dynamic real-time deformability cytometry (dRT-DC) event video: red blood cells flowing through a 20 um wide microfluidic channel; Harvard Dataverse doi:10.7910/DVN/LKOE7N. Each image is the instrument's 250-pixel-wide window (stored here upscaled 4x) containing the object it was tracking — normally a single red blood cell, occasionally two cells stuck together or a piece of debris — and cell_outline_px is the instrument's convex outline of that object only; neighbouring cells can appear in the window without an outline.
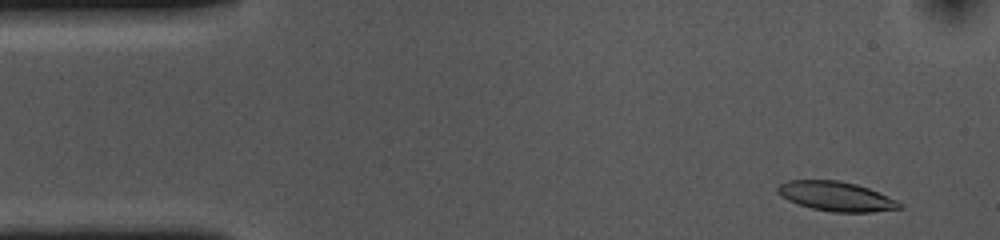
{"species": "common noctule bat (a hibernating species)", "species_latin": "Nyctalus noctula", "temperature_condition": "cold", "stored_images_in_passage": 49, "camera_frame_rate_fps": 3000, "um_per_image_px": 0.085, "animal": {"sex": "female", "body_mass_g": 10.0, "forearm_length_mm": 53.1}, "frame": {"image": 1, "passage_image": 3, "time_ms": 0.667, "image_size_px": [1000, 240], "cell_outline_px": [[904, 208], [872, 212], [832, 212], [812, 208], [796, 204], [780, 196], [776, 192], [776, 188], [780, 184], [788, 180], [840, 180], [856, 184], [868, 188], [896, 200], [904, 204]], "centroid_in_image_um": [71.06, 16.69], "position_along_channel_um": 13.9, "area_um2": 21.1}}
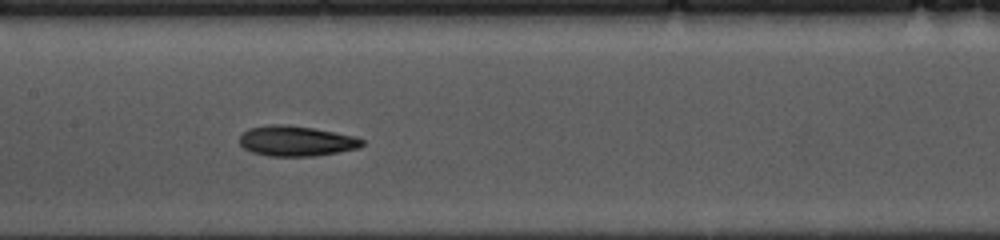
{"frame": {"image": 2, "passage_image": 24, "time_ms": 7.667, "image_size_px": [1000, 240], "cell_outline_px": [[364, 144], [356, 148], [316, 156], [268, 156], [252, 152], [244, 148], [240, 144], [240, 136], [248, 128], [272, 124], [288, 124], [312, 128], [356, 136], [364, 140]], "centroid_in_image_um": [25.16, 11.98], "position_along_channel_um": 182.2, "area_um2": 21.56}}
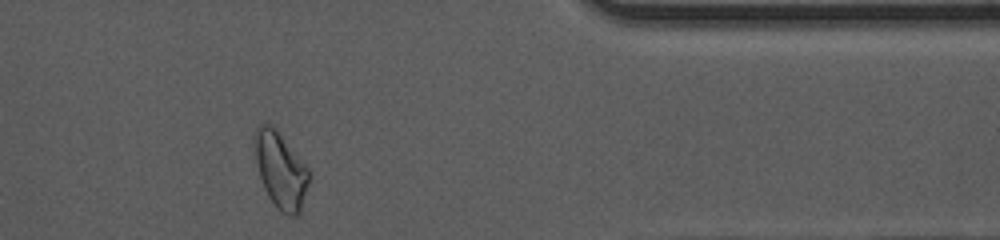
{"frame": {"image": 3, "passage_image": 43, "time_ms": 14.0, "image_size_px": [1000, 240], "cell_outline_px": [[312, 176], [300, 212], [296, 216], [288, 216], [280, 212], [268, 196], [260, 180], [252, 140], [252, 136], [256, 124], [272, 124], [276, 128], [308, 168]], "centroid_in_image_um": [23.84, 14.44], "position_along_channel_um": 387.6, "area_um2": 24.74}, "authors_computed_cell_mechanics": {"area_um2": 21.4438, "velocity_mm_per_s": 3.6408, "shape_relaxation_time_tau1_ms": 5.5799, "shape_relaxation_time_tau2_ms": 6.2662, "deformation_change_tau1": 0.1413, "deformation_change_tau2": 0.1381}}